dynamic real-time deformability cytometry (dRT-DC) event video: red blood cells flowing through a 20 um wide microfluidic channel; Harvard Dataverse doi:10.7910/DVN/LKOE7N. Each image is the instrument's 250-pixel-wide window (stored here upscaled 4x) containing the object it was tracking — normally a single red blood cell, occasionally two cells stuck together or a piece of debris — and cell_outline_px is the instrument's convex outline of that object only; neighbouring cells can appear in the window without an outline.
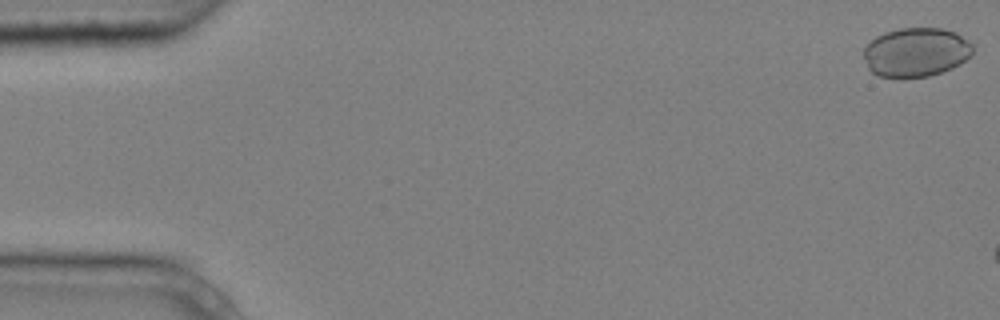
{"species": "common noctule bat (a hibernating species)", "species_latin": "Nyctalus noctula", "temperature_condition": "cold", "stored_images_in_passage": 3, "camera_frame_rate_fps": 3000, "um_per_image_px": 0.085, "animal": {"sex": "male", "body_mass_g": 20.4}, "frame": {"image": 1, "passage_image": 1, "time_ms": 0.0, "image_size_px": [1000, 320], "cell_outline_px": [[972, 52], [960, 64], [952, 68], [928, 76], [880, 76], [872, 72], [868, 68], [864, 56], [864, 48], [876, 36], [884, 32], [900, 28], [944, 28], [956, 32], [972, 44]], "centroid_in_image_um": [77.86, 4.41], "position_along_channel_um": 7.1, "area_um2": 30.81}}